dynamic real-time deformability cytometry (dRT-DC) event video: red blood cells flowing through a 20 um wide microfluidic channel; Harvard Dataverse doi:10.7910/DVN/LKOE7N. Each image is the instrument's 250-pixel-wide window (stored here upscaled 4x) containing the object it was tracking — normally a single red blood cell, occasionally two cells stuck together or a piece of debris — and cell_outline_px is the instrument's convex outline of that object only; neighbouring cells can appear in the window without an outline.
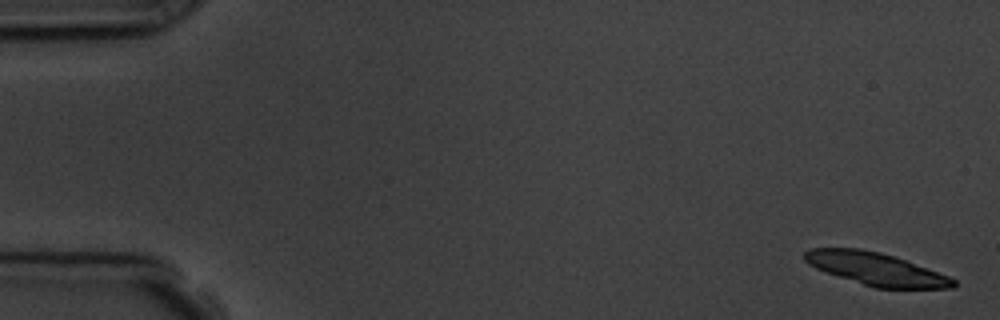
{"species": "common noctule bat (a hibernating species)", "species_latin": "Nyctalus noctula", "temperature_condition": "room temperature", "stored_images_in_passage": 2, "segment_of_instrument_passage": [2, 2], "camera_frame_rate_fps": 3000, "um_per_image_px": 0.085, "animal": {"sex": "male", "body_mass_g": 19.5, "forearm_length_mm": 54.6}, "frame": {"image": 1, "passage_image": 2, "time_ms": 1.333, "image_size_px": [1000, 320], "cell_outline_px": [[956, 284], [952, 288], [876, 288], [816, 268], [808, 264], [804, 260], [804, 252], [808, 248], [860, 248], [880, 252], [904, 260], [948, 276], [956, 280]], "centroid_in_image_um": [74.43, 22.85], "position_along_channel_um": 10.6, "area_um2": 27.69}}